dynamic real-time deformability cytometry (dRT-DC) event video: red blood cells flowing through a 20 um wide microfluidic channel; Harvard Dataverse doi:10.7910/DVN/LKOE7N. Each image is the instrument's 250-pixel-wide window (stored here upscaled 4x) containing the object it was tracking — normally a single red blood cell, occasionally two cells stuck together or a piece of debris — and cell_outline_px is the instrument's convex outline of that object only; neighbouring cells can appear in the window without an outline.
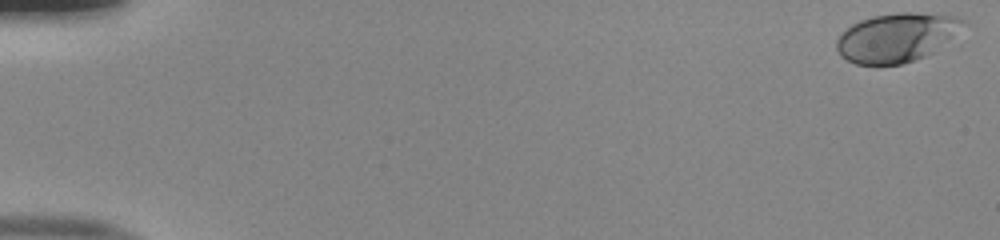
{"species": "human", "species_latin": "Homo sapiens", "temperature_condition": "room temperature", "stored_images_in_passage": 52, "camera_frame_rate_fps": 3000, "um_per_image_px": 0.085, "donor": {"sex": "male"}, "frame": {"image": 1, "passage_image": 1, "time_ms": 0.0, "image_size_px": [1000, 240], "cell_outline_px": [[968, 24], [936, 52], [900, 64], [856, 64], [840, 56], [836, 48], [836, 40], [852, 24], [860, 20], [872, 16], [896, 12], [916, 12], [956, 16], [968, 20]], "centroid_in_image_um": [76.28, 3.16], "position_along_channel_um": 8.7, "area_um2": 36.36}}
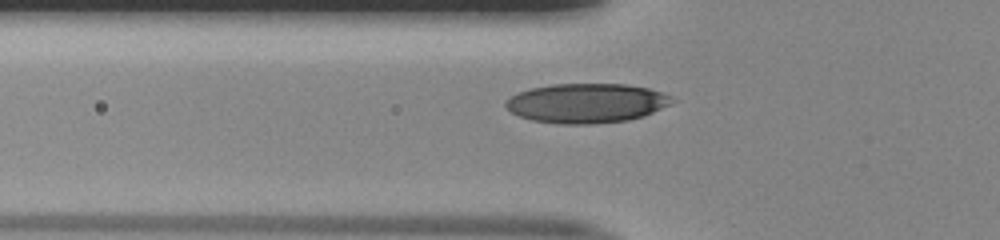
{"frame": {"image": 2, "passage_image": 19, "time_ms": 6.0, "image_size_px": [1000, 240], "cell_outline_px": [[672, 104], [644, 116], [628, 120], [592, 124], [560, 124], [532, 120], [520, 116], [512, 112], [504, 104], [504, 100], [516, 92], [532, 88], [552, 84], [628, 84], [648, 88], [672, 96]], "centroid_in_image_um": [49.84, 8.76], "position_along_channel_um": 76.0, "area_um2": 38.38}}
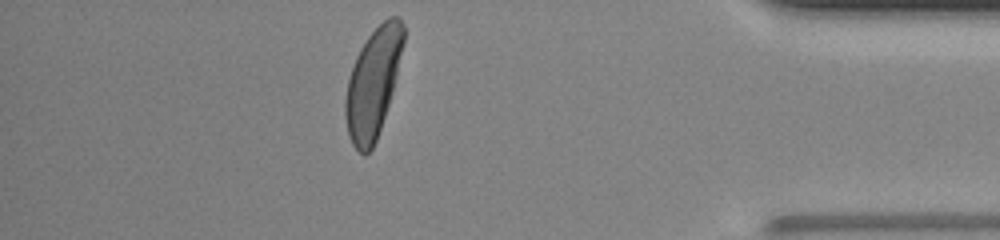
{"frame": {"image": 3, "passage_image": 46, "time_ms": 15.0, "image_size_px": [1000, 240], "cell_outline_px": [[404, 40], [396, 76], [388, 104], [376, 140], [372, 148], [364, 156], [352, 144], [348, 136], [344, 116], [344, 100], [348, 80], [356, 56], [360, 48], [368, 36], [388, 16], [400, 16], [404, 24]], "centroid_in_image_um": [31.69, 7.04], "position_along_channel_um": 403.5, "area_um2": 36.59}, "authors_computed_cell_mechanics": {"area_um2": 36.8186, "velocity_mm_per_s": 4.0075, "shape_relaxation_time_tau1_ms": 2.799, "shape_relaxation_time_tau2_ms": null, "deformation_change_tau1": 0.1494, "deformation_change_tau2": null}}